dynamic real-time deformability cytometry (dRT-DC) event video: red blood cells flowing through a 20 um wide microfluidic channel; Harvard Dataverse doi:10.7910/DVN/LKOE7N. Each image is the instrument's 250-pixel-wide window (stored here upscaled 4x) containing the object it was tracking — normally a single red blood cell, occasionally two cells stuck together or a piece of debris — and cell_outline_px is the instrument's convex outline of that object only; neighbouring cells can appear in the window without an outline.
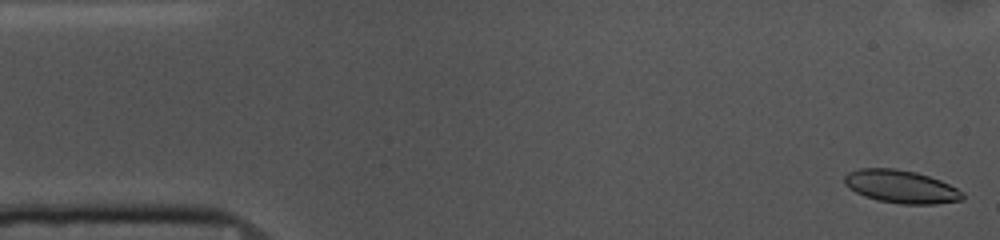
{"species": "common noctule bat (a hibernating species)", "species_latin": "Nyctalus noctula", "temperature_condition": "cold", "stored_images_in_passage": 53, "camera_frame_rate_fps": 3000, "um_per_image_px": 0.085, "animal": {"sex": "female", "body_mass_g": 10.0, "forearm_length_mm": 53.1}, "frame": {"image": 1, "passage_image": 1, "time_ms": 0.0, "image_size_px": [1000, 240], "cell_outline_px": [[964, 200], [936, 204], [904, 204], [876, 200], [864, 196], [848, 188], [844, 184], [844, 176], [848, 172], [860, 168], [896, 168], [916, 172], [940, 180], [964, 192]], "centroid_in_image_um": [76.58, 15.86], "position_along_channel_um": 8.4, "area_um2": 22.83}}
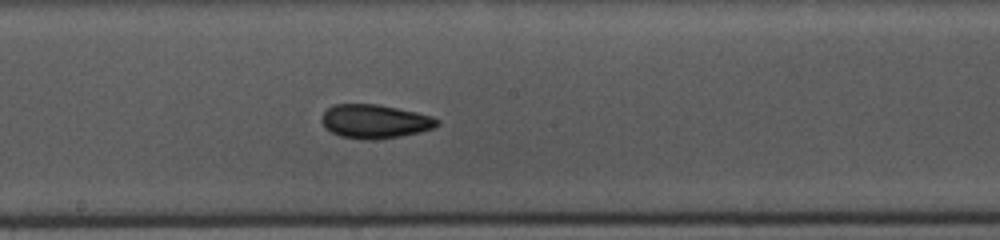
{"frame": {"image": 2, "passage_image": 27, "time_ms": 8.667, "image_size_px": [1000, 240], "cell_outline_px": [[440, 124], [436, 128], [420, 132], [400, 136], [372, 140], [364, 140], [340, 136], [324, 128], [320, 120], [320, 116], [332, 104], [376, 104], [416, 112], [432, 116], [440, 120]], "centroid_in_image_um": [31.85, 10.32], "position_along_channel_um": 216.3, "area_um2": 23.0}}
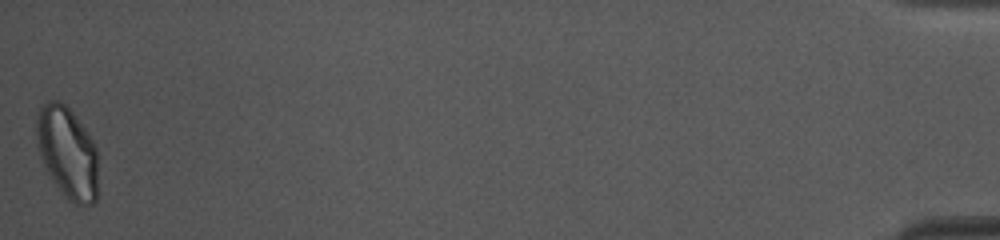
{"frame": {"image": 3, "passage_image": 53, "time_ms": 17.333, "image_size_px": [1000, 240], "cell_outline_px": [[96, 200], [92, 204], [76, 204], [68, 200], [64, 196], [48, 172], [44, 164], [36, 144], [36, 116], [40, 104], [48, 100], [60, 100], [72, 112], [84, 128], [92, 140], [96, 148]], "centroid_in_image_um": [5.69, 12.92], "position_along_channel_um": 429.5, "area_um2": 32.6}, "authors_computed_cell_mechanics": {"area_um2": 23.0044, "velocity_mm_per_s": 3.645, "shape_relaxation_time_tau1_ms": null, "shape_relaxation_time_tau2_ms": 3.4551, "deformation_change_tau1": null, "deformation_change_tau2": 0.0897}}